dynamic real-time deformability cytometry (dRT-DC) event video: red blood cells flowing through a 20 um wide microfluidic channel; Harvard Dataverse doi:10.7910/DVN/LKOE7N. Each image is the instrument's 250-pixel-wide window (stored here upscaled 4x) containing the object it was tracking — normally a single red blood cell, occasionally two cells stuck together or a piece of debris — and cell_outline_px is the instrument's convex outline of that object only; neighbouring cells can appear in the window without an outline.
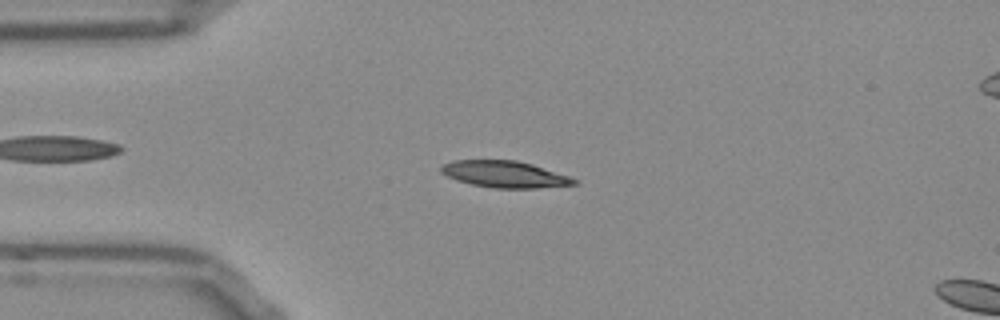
{"species": "Egyptian fruit bat (a non-hibernating species)", "species_latin": "Rousettus aegyptiacus", "temperature_condition": "room temperature", "stored_images_in_passage": 9, "camera_frame_rate_fps": 3000, "um_per_image_px": 0.085, "frame": {"image": 1, "passage_image": 6, "time_ms": 1.667, "image_size_px": [1000, 320], "cell_outline_px": [[580, 184], [536, 188], [496, 188], [472, 184], [456, 180], [440, 172], [440, 164], [452, 160], [516, 160], [532, 164], [568, 176], [576, 180]], "centroid_in_image_um": [42.86, 14.8], "position_along_channel_um": 42.1, "area_um2": 20.58}}